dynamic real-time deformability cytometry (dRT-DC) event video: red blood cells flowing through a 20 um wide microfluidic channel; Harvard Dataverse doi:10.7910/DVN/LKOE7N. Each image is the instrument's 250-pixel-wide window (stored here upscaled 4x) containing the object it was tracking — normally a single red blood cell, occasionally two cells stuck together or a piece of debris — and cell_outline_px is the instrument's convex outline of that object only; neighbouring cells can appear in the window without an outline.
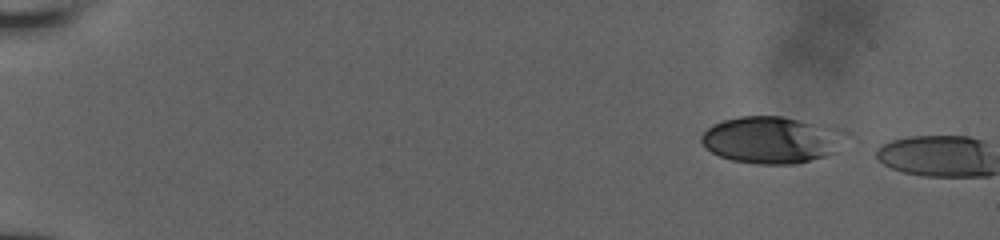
{"species": "human", "species_latin": "Homo sapiens", "temperature_condition": "room temperature", "stored_images_in_passage": 2, "camera_frame_rate_fps": 3000, "um_per_image_px": 0.085, "donor": {"sex": "male"}, "frame": {"image": 1, "passage_image": 1, "time_ms": 0.0, "image_size_px": [1000, 240], "cell_outline_px": [[860, 140], [836, 152], [824, 156], [796, 164], [756, 164], [732, 160], [720, 156], [704, 148], [700, 140], [700, 136], [712, 124], [724, 120], [740, 116], [780, 116], [844, 128], [852, 132]], "centroid_in_image_um": [65.82, 11.88], "position_along_channel_um": 19.2, "area_um2": 41.15}}